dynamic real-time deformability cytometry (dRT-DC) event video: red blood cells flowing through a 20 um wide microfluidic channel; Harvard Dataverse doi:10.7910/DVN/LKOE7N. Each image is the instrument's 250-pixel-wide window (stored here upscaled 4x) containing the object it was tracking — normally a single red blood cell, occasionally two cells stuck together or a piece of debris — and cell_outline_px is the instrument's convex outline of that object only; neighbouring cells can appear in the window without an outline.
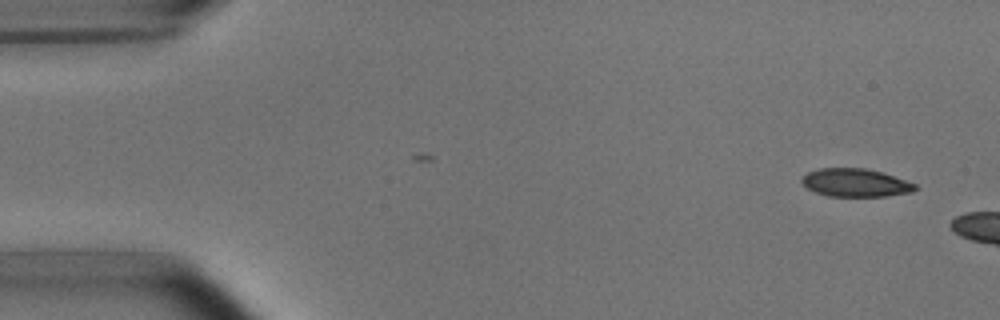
{"species": "common noctule bat (a hibernating species)", "species_latin": "Nyctalus noctula", "temperature_condition": "room temperature", "stored_images_in_passage": 2, "camera_frame_rate_fps": 3000, "um_per_image_px": 0.085, "animal": {"sex": "male", "body_mass_g": 15.6}, "frame": {"image": 1, "passage_image": 1, "time_ms": 0.0, "image_size_px": [1000, 320], "cell_outline_px": [[920, 188], [912, 192], [888, 196], [828, 196], [816, 192], [808, 188], [800, 180], [808, 172], [820, 168], [864, 168], [884, 172], [916, 184]], "centroid_in_image_um": [72.77, 15.53], "position_along_channel_um": 12.2, "area_um2": 18.61}}